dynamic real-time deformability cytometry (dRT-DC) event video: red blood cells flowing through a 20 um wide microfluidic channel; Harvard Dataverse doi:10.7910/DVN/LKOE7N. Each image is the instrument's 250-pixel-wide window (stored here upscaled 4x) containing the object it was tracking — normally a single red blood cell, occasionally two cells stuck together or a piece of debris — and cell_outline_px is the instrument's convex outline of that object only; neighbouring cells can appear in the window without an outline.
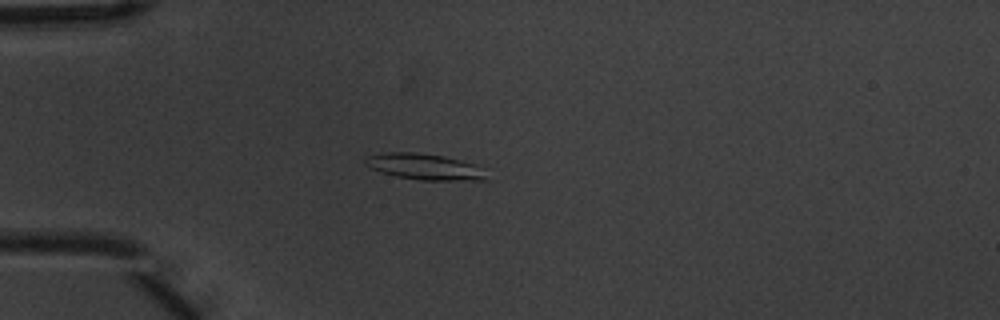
{"species": "common noctule bat (a hibernating species)", "species_latin": "Nyctalus noctula", "temperature_condition": "warm", "stored_images_in_passage": 4, "camera_frame_rate_fps": 3000, "um_per_image_px": 0.085, "animal": {"sex": "male", "body_mass_g": 20.1, "forearm_length_mm": 53.5}, "frame": {"image": 1, "passage_image": 4, "time_ms": 1.0, "image_size_px": [1000, 320], "cell_outline_px": [[488, 180], [420, 180], [396, 176], [380, 172], [364, 164], [364, 156], [384, 152], [416, 152], [444, 156], [460, 160], [472, 164]], "centroid_in_image_um": [35.94, 14.15], "position_along_channel_um": 49.1, "area_um2": 18.09}}